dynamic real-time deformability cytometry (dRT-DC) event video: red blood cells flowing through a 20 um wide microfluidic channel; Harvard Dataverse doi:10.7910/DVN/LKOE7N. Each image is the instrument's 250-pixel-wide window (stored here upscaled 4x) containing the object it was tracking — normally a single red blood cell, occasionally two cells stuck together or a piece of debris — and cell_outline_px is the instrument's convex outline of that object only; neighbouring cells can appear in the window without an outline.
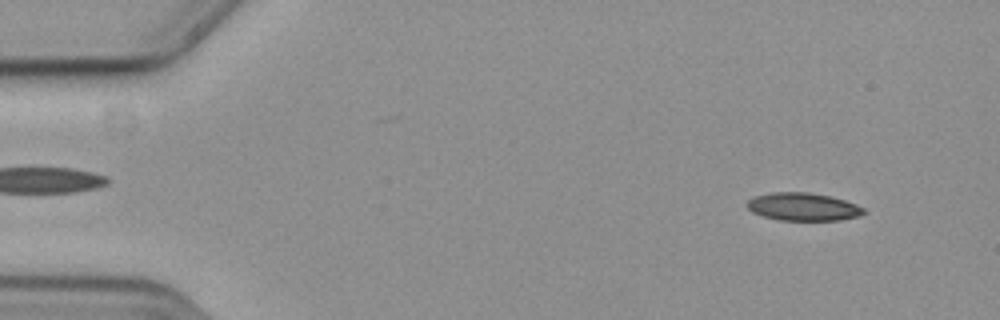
{"species": "common noctule bat (a hibernating species)", "species_latin": "Nyctalus noctula", "temperature_condition": "cold", "stored_images_in_passage": 56, "camera_frame_rate_fps": 3000, "um_per_image_px": 0.085, "animal": {"sex": "female", "body_mass_g": 19.3, "forearm_length_mm": 54.1}, "frame": {"image": 1, "passage_image": 5, "time_ms": 1.333, "image_size_px": [1000, 320], "cell_outline_px": [[864, 212], [860, 216], [840, 220], [780, 220], [764, 216], [752, 212], [748, 208], [748, 200], [756, 196], [772, 192], [808, 192], [828, 196], [844, 200], [856, 204], [864, 208]], "centroid_in_image_um": [68.27, 17.58], "position_along_channel_um": 16.7, "area_um2": 18.73}}
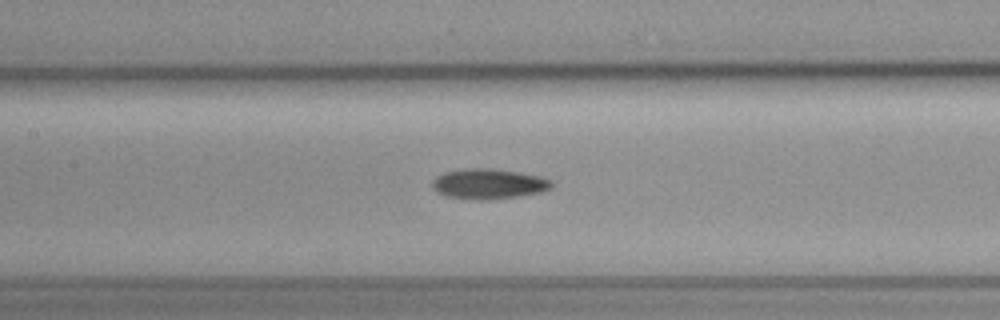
{"frame": {"image": 2, "passage_image": 26, "time_ms": 8.333, "image_size_px": [1000, 320], "cell_outline_px": [[552, 188], [540, 192], [516, 196], [484, 200], [480, 200], [444, 196], [436, 192], [432, 188], [432, 180], [436, 176], [444, 172], [464, 168], [488, 168], [520, 172], [540, 176], [552, 180]], "centroid_in_image_um": [41.5, 15.62], "position_along_channel_um": 165.9, "area_um2": 21.1}}
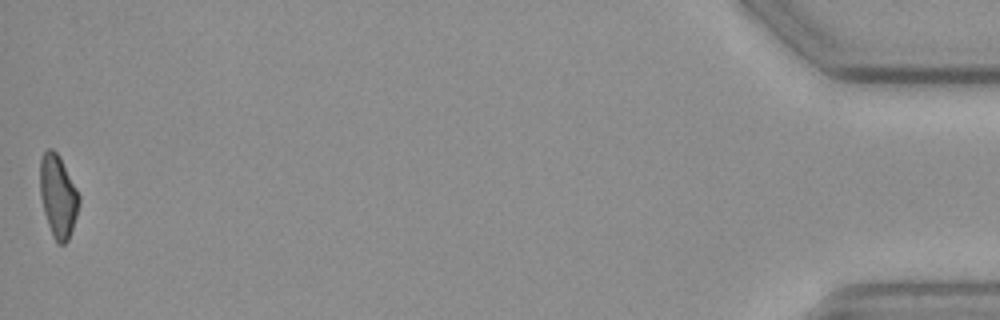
{"frame": {"image": 3, "passage_image": 56, "time_ms": 18.333, "image_size_px": [1000, 320], "cell_outline_px": [[80, 200], [76, 216], [68, 240], [64, 244], [56, 244], [52, 236], [44, 212], [40, 196], [40, 156], [48, 148], [52, 148], [60, 156], [80, 196]], "centroid_in_image_um": [4.92, 16.66], "position_along_channel_um": 430.3, "area_um2": 18.79}, "authors_computed_cell_mechanics": {"area_um2": 19.6809, "velocity_mm_per_s": 3.6852, "shape_relaxation_time_tau1_ms": 10.4902, "shape_relaxation_time_tau2_ms": null, "deformation_change_tau1": 0.1588, "deformation_change_tau2": null}}